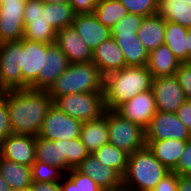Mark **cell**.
I'll return each instance as SVG.
<instances>
[{
    "mask_svg": "<svg viewBox=\"0 0 191 191\" xmlns=\"http://www.w3.org/2000/svg\"><path fill=\"white\" fill-rule=\"evenodd\" d=\"M172 172L180 176H191V139L187 140L177 167Z\"/></svg>",
    "mask_w": 191,
    "mask_h": 191,
    "instance_id": "40",
    "label": "cell"
},
{
    "mask_svg": "<svg viewBox=\"0 0 191 191\" xmlns=\"http://www.w3.org/2000/svg\"><path fill=\"white\" fill-rule=\"evenodd\" d=\"M63 149L67 161V172L70 169H75L85 157L90 155L80 137L63 140Z\"/></svg>",
    "mask_w": 191,
    "mask_h": 191,
    "instance_id": "34",
    "label": "cell"
},
{
    "mask_svg": "<svg viewBox=\"0 0 191 191\" xmlns=\"http://www.w3.org/2000/svg\"><path fill=\"white\" fill-rule=\"evenodd\" d=\"M93 155L104 165L116 170L122 177L127 170L128 156L125 151L108 143L97 149Z\"/></svg>",
    "mask_w": 191,
    "mask_h": 191,
    "instance_id": "31",
    "label": "cell"
},
{
    "mask_svg": "<svg viewBox=\"0 0 191 191\" xmlns=\"http://www.w3.org/2000/svg\"><path fill=\"white\" fill-rule=\"evenodd\" d=\"M187 60L191 57V29L188 31L187 35Z\"/></svg>",
    "mask_w": 191,
    "mask_h": 191,
    "instance_id": "47",
    "label": "cell"
},
{
    "mask_svg": "<svg viewBox=\"0 0 191 191\" xmlns=\"http://www.w3.org/2000/svg\"><path fill=\"white\" fill-rule=\"evenodd\" d=\"M104 76L93 63H69L67 69L47 90L53 102L67 94L103 93Z\"/></svg>",
    "mask_w": 191,
    "mask_h": 191,
    "instance_id": "4",
    "label": "cell"
},
{
    "mask_svg": "<svg viewBox=\"0 0 191 191\" xmlns=\"http://www.w3.org/2000/svg\"><path fill=\"white\" fill-rule=\"evenodd\" d=\"M121 191H129V190H126V189H124V188H121Z\"/></svg>",
    "mask_w": 191,
    "mask_h": 191,
    "instance_id": "52",
    "label": "cell"
},
{
    "mask_svg": "<svg viewBox=\"0 0 191 191\" xmlns=\"http://www.w3.org/2000/svg\"><path fill=\"white\" fill-rule=\"evenodd\" d=\"M123 118L146 129L157 113L153 90L137 94L129 101L120 105L116 110Z\"/></svg>",
    "mask_w": 191,
    "mask_h": 191,
    "instance_id": "12",
    "label": "cell"
},
{
    "mask_svg": "<svg viewBox=\"0 0 191 191\" xmlns=\"http://www.w3.org/2000/svg\"><path fill=\"white\" fill-rule=\"evenodd\" d=\"M152 90L159 112L176 113L187 100L175 75L153 78Z\"/></svg>",
    "mask_w": 191,
    "mask_h": 191,
    "instance_id": "11",
    "label": "cell"
},
{
    "mask_svg": "<svg viewBox=\"0 0 191 191\" xmlns=\"http://www.w3.org/2000/svg\"><path fill=\"white\" fill-rule=\"evenodd\" d=\"M183 2H186L187 5H191V0H181Z\"/></svg>",
    "mask_w": 191,
    "mask_h": 191,
    "instance_id": "51",
    "label": "cell"
},
{
    "mask_svg": "<svg viewBox=\"0 0 191 191\" xmlns=\"http://www.w3.org/2000/svg\"><path fill=\"white\" fill-rule=\"evenodd\" d=\"M0 174L12 191H29L32 185V169L0 157Z\"/></svg>",
    "mask_w": 191,
    "mask_h": 191,
    "instance_id": "25",
    "label": "cell"
},
{
    "mask_svg": "<svg viewBox=\"0 0 191 191\" xmlns=\"http://www.w3.org/2000/svg\"><path fill=\"white\" fill-rule=\"evenodd\" d=\"M60 191H104L89 176L70 169L60 181Z\"/></svg>",
    "mask_w": 191,
    "mask_h": 191,
    "instance_id": "33",
    "label": "cell"
},
{
    "mask_svg": "<svg viewBox=\"0 0 191 191\" xmlns=\"http://www.w3.org/2000/svg\"><path fill=\"white\" fill-rule=\"evenodd\" d=\"M82 123L52 104L43 120L38 136L53 141L79 138Z\"/></svg>",
    "mask_w": 191,
    "mask_h": 191,
    "instance_id": "8",
    "label": "cell"
},
{
    "mask_svg": "<svg viewBox=\"0 0 191 191\" xmlns=\"http://www.w3.org/2000/svg\"><path fill=\"white\" fill-rule=\"evenodd\" d=\"M177 174L170 172L155 186L152 191H177Z\"/></svg>",
    "mask_w": 191,
    "mask_h": 191,
    "instance_id": "42",
    "label": "cell"
},
{
    "mask_svg": "<svg viewBox=\"0 0 191 191\" xmlns=\"http://www.w3.org/2000/svg\"><path fill=\"white\" fill-rule=\"evenodd\" d=\"M165 21L191 29V5L181 0H158L157 13Z\"/></svg>",
    "mask_w": 191,
    "mask_h": 191,
    "instance_id": "28",
    "label": "cell"
},
{
    "mask_svg": "<svg viewBox=\"0 0 191 191\" xmlns=\"http://www.w3.org/2000/svg\"><path fill=\"white\" fill-rule=\"evenodd\" d=\"M189 29L180 24L166 21L164 44L173 52L181 62L187 61V38Z\"/></svg>",
    "mask_w": 191,
    "mask_h": 191,
    "instance_id": "29",
    "label": "cell"
},
{
    "mask_svg": "<svg viewBox=\"0 0 191 191\" xmlns=\"http://www.w3.org/2000/svg\"><path fill=\"white\" fill-rule=\"evenodd\" d=\"M143 18V16L128 13L110 29L111 36L137 35Z\"/></svg>",
    "mask_w": 191,
    "mask_h": 191,
    "instance_id": "36",
    "label": "cell"
},
{
    "mask_svg": "<svg viewBox=\"0 0 191 191\" xmlns=\"http://www.w3.org/2000/svg\"><path fill=\"white\" fill-rule=\"evenodd\" d=\"M53 104L82 122L100 118L106 111L103 93L67 94L57 98Z\"/></svg>",
    "mask_w": 191,
    "mask_h": 191,
    "instance_id": "6",
    "label": "cell"
},
{
    "mask_svg": "<svg viewBox=\"0 0 191 191\" xmlns=\"http://www.w3.org/2000/svg\"><path fill=\"white\" fill-rule=\"evenodd\" d=\"M170 171L146 145L128 156L122 188L129 191H152Z\"/></svg>",
    "mask_w": 191,
    "mask_h": 191,
    "instance_id": "3",
    "label": "cell"
},
{
    "mask_svg": "<svg viewBox=\"0 0 191 191\" xmlns=\"http://www.w3.org/2000/svg\"><path fill=\"white\" fill-rule=\"evenodd\" d=\"M0 191H12L6 180L0 174Z\"/></svg>",
    "mask_w": 191,
    "mask_h": 191,
    "instance_id": "46",
    "label": "cell"
},
{
    "mask_svg": "<svg viewBox=\"0 0 191 191\" xmlns=\"http://www.w3.org/2000/svg\"><path fill=\"white\" fill-rule=\"evenodd\" d=\"M98 0H69L76 14L94 13Z\"/></svg>",
    "mask_w": 191,
    "mask_h": 191,
    "instance_id": "41",
    "label": "cell"
},
{
    "mask_svg": "<svg viewBox=\"0 0 191 191\" xmlns=\"http://www.w3.org/2000/svg\"><path fill=\"white\" fill-rule=\"evenodd\" d=\"M26 0H0V4H7V3H25Z\"/></svg>",
    "mask_w": 191,
    "mask_h": 191,
    "instance_id": "49",
    "label": "cell"
},
{
    "mask_svg": "<svg viewBox=\"0 0 191 191\" xmlns=\"http://www.w3.org/2000/svg\"><path fill=\"white\" fill-rule=\"evenodd\" d=\"M29 191H60V181L57 182H32Z\"/></svg>",
    "mask_w": 191,
    "mask_h": 191,
    "instance_id": "44",
    "label": "cell"
},
{
    "mask_svg": "<svg viewBox=\"0 0 191 191\" xmlns=\"http://www.w3.org/2000/svg\"><path fill=\"white\" fill-rule=\"evenodd\" d=\"M109 143L132 154L146 146L145 129L123 118L115 110H107Z\"/></svg>",
    "mask_w": 191,
    "mask_h": 191,
    "instance_id": "5",
    "label": "cell"
},
{
    "mask_svg": "<svg viewBox=\"0 0 191 191\" xmlns=\"http://www.w3.org/2000/svg\"><path fill=\"white\" fill-rule=\"evenodd\" d=\"M48 24L57 30L72 26L76 13L69 3H47Z\"/></svg>",
    "mask_w": 191,
    "mask_h": 191,
    "instance_id": "32",
    "label": "cell"
},
{
    "mask_svg": "<svg viewBox=\"0 0 191 191\" xmlns=\"http://www.w3.org/2000/svg\"><path fill=\"white\" fill-rule=\"evenodd\" d=\"M94 14L103 26L111 29L128 14V10L119 0H98Z\"/></svg>",
    "mask_w": 191,
    "mask_h": 191,
    "instance_id": "30",
    "label": "cell"
},
{
    "mask_svg": "<svg viewBox=\"0 0 191 191\" xmlns=\"http://www.w3.org/2000/svg\"><path fill=\"white\" fill-rule=\"evenodd\" d=\"M166 21L157 14L145 16L137 32V38L147 52L164 44Z\"/></svg>",
    "mask_w": 191,
    "mask_h": 191,
    "instance_id": "22",
    "label": "cell"
},
{
    "mask_svg": "<svg viewBox=\"0 0 191 191\" xmlns=\"http://www.w3.org/2000/svg\"><path fill=\"white\" fill-rule=\"evenodd\" d=\"M43 3L57 4V3H69V0H42Z\"/></svg>",
    "mask_w": 191,
    "mask_h": 191,
    "instance_id": "48",
    "label": "cell"
},
{
    "mask_svg": "<svg viewBox=\"0 0 191 191\" xmlns=\"http://www.w3.org/2000/svg\"><path fill=\"white\" fill-rule=\"evenodd\" d=\"M6 99L13 134L37 136L53 100L46 90L2 91Z\"/></svg>",
    "mask_w": 191,
    "mask_h": 191,
    "instance_id": "1",
    "label": "cell"
},
{
    "mask_svg": "<svg viewBox=\"0 0 191 191\" xmlns=\"http://www.w3.org/2000/svg\"><path fill=\"white\" fill-rule=\"evenodd\" d=\"M122 50L126 66H147L149 53L137 35L111 36Z\"/></svg>",
    "mask_w": 191,
    "mask_h": 191,
    "instance_id": "27",
    "label": "cell"
},
{
    "mask_svg": "<svg viewBox=\"0 0 191 191\" xmlns=\"http://www.w3.org/2000/svg\"><path fill=\"white\" fill-rule=\"evenodd\" d=\"M20 52L22 39L0 43V92L22 89Z\"/></svg>",
    "mask_w": 191,
    "mask_h": 191,
    "instance_id": "9",
    "label": "cell"
},
{
    "mask_svg": "<svg viewBox=\"0 0 191 191\" xmlns=\"http://www.w3.org/2000/svg\"><path fill=\"white\" fill-rule=\"evenodd\" d=\"M32 181L35 182H57L61 181L65 173L54 165L36 160L32 166Z\"/></svg>",
    "mask_w": 191,
    "mask_h": 191,
    "instance_id": "35",
    "label": "cell"
},
{
    "mask_svg": "<svg viewBox=\"0 0 191 191\" xmlns=\"http://www.w3.org/2000/svg\"><path fill=\"white\" fill-rule=\"evenodd\" d=\"M36 160L54 165L67 173V161L63 149V140H48L35 136Z\"/></svg>",
    "mask_w": 191,
    "mask_h": 191,
    "instance_id": "26",
    "label": "cell"
},
{
    "mask_svg": "<svg viewBox=\"0 0 191 191\" xmlns=\"http://www.w3.org/2000/svg\"><path fill=\"white\" fill-rule=\"evenodd\" d=\"M182 63L175 57L166 44L149 52L147 68L153 78L172 76Z\"/></svg>",
    "mask_w": 191,
    "mask_h": 191,
    "instance_id": "24",
    "label": "cell"
},
{
    "mask_svg": "<svg viewBox=\"0 0 191 191\" xmlns=\"http://www.w3.org/2000/svg\"><path fill=\"white\" fill-rule=\"evenodd\" d=\"M175 76L185 93L186 99L191 100V68L182 63L175 72Z\"/></svg>",
    "mask_w": 191,
    "mask_h": 191,
    "instance_id": "39",
    "label": "cell"
},
{
    "mask_svg": "<svg viewBox=\"0 0 191 191\" xmlns=\"http://www.w3.org/2000/svg\"><path fill=\"white\" fill-rule=\"evenodd\" d=\"M185 64L191 68V57L188 58V60L185 62Z\"/></svg>",
    "mask_w": 191,
    "mask_h": 191,
    "instance_id": "50",
    "label": "cell"
},
{
    "mask_svg": "<svg viewBox=\"0 0 191 191\" xmlns=\"http://www.w3.org/2000/svg\"><path fill=\"white\" fill-rule=\"evenodd\" d=\"M25 3L0 4V43L20 41L25 24Z\"/></svg>",
    "mask_w": 191,
    "mask_h": 191,
    "instance_id": "17",
    "label": "cell"
},
{
    "mask_svg": "<svg viewBox=\"0 0 191 191\" xmlns=\"http://www.w3.org/2000/svg\"><path fill=\"white\" fill-rule=\"evenodd\" d=\"M0 157L31 167L36 161L35 136L9 135L0 142Z\"/></svg>",
    "mask_w": 191,
    "mask_h": 191,
    "instance_id": "14",
    "label": "cell"
},
{
    "mask_svg": "<svg viewBox=\"0 0 191 191\" xmlns=\"http://www.w3.org/2000/svg\"><path fill=\"white\" fill-rule=\"evenodd\" d=\"M72 27L92 52L111 38L110 28L103 26L94 13L76 14Z\"/></svg>",
    "mask_w": 191,
    "mask_h": 191,
    "instance_id": "19",
    "label": "cell"
},
{
    "mask_svg": "<svg viewBox=\"0 0 191 191\" xmlns=\"http://www.w3.org/2000/svg\"><path fill=\"white\" fill-rule=\"evenodd\" d=\"M92 62L103 76L126 67L123 52L113 37L102 42L92 52Z\"/></svg>",
    "mask_w": 191,
    "mask_h": 191,
    "instance_id": "20",
    "label": "cell"
},
{
    "mask_svg": "<svg viewBox=\"0 0 191 191\" xmlns=\"http://www.w3.org/2000/svg\"><path fill=\"white\" fill-rule=\"evenodd\" d=\"M80 139L90 154L109 143L107 110L100 118L82 123Z\"/></svg>",
    "mask_w": 191,
    "mask_h": 191,
    "instance_id": "23",
    "label": "cell"
},
{
    "mask_svg": "<svg viewBox=\"0 0 191 191\" xmlns=\"http://www.w3.org/2000/svg\"><path fill=\"white\" fill-rule=\"evenodd\" d=\"M75 169L89 176L104 191L122 188V176L113 168L102 164L93 154L85 157Z\"/></svg>",
    "mask_w": 191,
    "mask_h": 191,
    "instance_id": "16",
    "label": "cell"
},
{
    "mask_svg": "<svg viewBox=\"0 0 191 191\" xmlns=\"http://www.w3.org/2000/svg\"><path fill=\"white\" fill-rule=\"evenodd\" d=\"M186 142L187 140L180 139L146 140V145L154 156L172 172L177 167Z\"/></svg>",
    "mask_w": 191,
    "mask_h": 191,
    "instance_id": "21",
    "label": "cell"
},
{
    "mask_svg": "<svg viewBox=\"0 0 191 191\" xmlns=\"http://www.w3.org/2000/svg\"><path fill=\"white\" fill-rule=\"evenodd\" d=\"M153 76L147 66H126L104 76L106 110H116L131 98L152 89Z\"/></svg>",
    "mask_w": 191,
    "mask_h": 191,
    "instance_id": "2",
    "label": "cell"
},
{
    "mask_svg": "<svg viewBox=\"0 0 191 191\" xmlns=\"http://www.w3.org/2000/svg\"><path fill=\"white\" fill-rule=\"evenodd\" d=\"M69 65L67 56L56 43L46 44L44 68L37 80L29 87L34 90H48Z\"/></svg>",
    "mask_w": 191,
    "mask_h": 191,
    "instance_id": "15",
    "label": "cell"
},
{
    "mask_svg": "<svg viewBox=\"0 0 191 191\" xmlns=\"http://www.w3.org/2000/svg\"><path fill=\"white\" fill-rule=\"evenodd\" d=\"M55 43L67 56L69 63L92 62V51L72 26L57 30Z\"/></svg>",
    "mask_w": 191,
    "mask_h": 191,
    "instance_id": "18",
    "label": "cell"
},
{
    "mask_svg": "<svg viewBox=\"0 0 191 191\" xmlns=\"http://www.w3.org/2000/svg\"><path fill=\"white\" fill-rule=\"evenodd\" d=\"M12 133L6 99L0 94V142Z\"/></svg>",
    "mask_w": 191,
    "mask_h": 191,
    "instance_id": "38",
    "label": "cell"
},
{
    "mask_svg": "<svg viewBox=\"0 0 191 191\" xmlns=\"http://www.w3.org/2000/svg\"><path fill=\"white\" fill-rule=\"evenodd\" d=\"M145 138L146 140H190L191 132L178 119L176 113L157 111L145 129Z\"/></svg>",
    "mask_w": 191,
    "mask_h": 191,
    "instance_id": "10",
    "label": "cell"
},
{
    "mask_svg": "<svg viewBox=\"0 0 191 191\" xmlns=\"http://www.w3.org/2000/svg\"><path fill=\"white\" fill-rule=\"evenodd\" d=\"M46 43L29 41L22 38L20 68L22 69V89H28L44 68Z\"/></svg>",
    "mask_w": 191,
    "mask_h": 191,
    "instance_id": "13",
    "label": "cell"
},
{
    "mask_svg": "<svg viewBox=\"0 0 191 191\" xmlns=\"http://www.w3.org/2000/svg\"><path fill=\"white\" fill-rule=\"evenodd\" d=\"M178 119L191 132V100H186L177 110Z\"/></svg>",
    "mask_w": 191,
    "mask_h": 191,
    "instance_id": "43",
    "label": "cell"
},
{
    "mask_svg": "<svg viewBox=\"0 0 191 191\" xmlns=\"http://www.w3.org/2000/svg\"><path fill=\"white\" fill-rule=\"evenodd\" d=\"M177 191H191V176L177 175Z\"/></svg>",
    "mask_w": 191,
    "mask_h": 191,
    "instance_id": "45",
    "label": "cell"
},
{
    "mask_svg": "<svg viewBox=\"0 0 191 191\" xmlns=\"http://www.w3.org/2000/svg\"><path fill=\"white\" fill-rule=\"evenodd\" d=\"M128 10V13L150 16L157 13L158 0H119Z\"/></svg>",
    "mask_w": 191,
    "mask_h": 191,
    "instance_id": "37",
    "label": "cell"
},
{
    "mask_svg": "<svg viewBox=\"0 0 191 191\" xmlns=\"http://www.w3.org/2000/svg\"><path fill=\"white\" fill-rule=\"evenodd\" d=\"M23 39L46 44L55 43L56 30L48 24L47 3L42 0H26Z\"/></svg>",
    "mask_w": 191,
    "mask_h": 191,
    "instance_id": "7",
    "label": "cell"
}]
</instances>
